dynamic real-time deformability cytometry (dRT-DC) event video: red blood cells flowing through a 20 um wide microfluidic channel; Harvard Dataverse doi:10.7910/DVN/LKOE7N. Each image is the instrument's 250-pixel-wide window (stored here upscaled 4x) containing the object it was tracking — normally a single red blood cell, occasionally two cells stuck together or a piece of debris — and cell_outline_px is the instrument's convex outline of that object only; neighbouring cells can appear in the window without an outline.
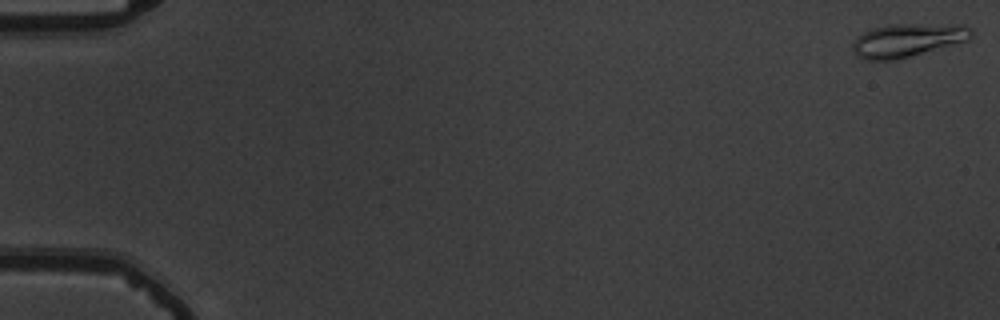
{"species": "common noctule bat (a hibernating species)", "species_latin": "Nyctalus noctula", "temperature_condition": "warm", "stored_images_in_passage": 13, "camera_frame_rate_fps": 3000, "um_per_image_px": 0.085, "animal": {"sex": "male", "body_mass_g": 19.5, "forearm_length_mm": 54.6}, "frame": {"image": 1, "passage_image": 1, "time_ms": 0.0, "image_size_px": [1000, 320], "cell_outline_px": [[972, 36], [968, 40], [896, 60], [868, 60], [856, 56], [852, 52], [852, 44], [856, 36], [872, 28], [888, 24], [964, 24], [972, 28]], "centroid_in_image_um": [77.12, 3.4], "position_along_channel_um": 7.9, "area_um2": 23.29}}